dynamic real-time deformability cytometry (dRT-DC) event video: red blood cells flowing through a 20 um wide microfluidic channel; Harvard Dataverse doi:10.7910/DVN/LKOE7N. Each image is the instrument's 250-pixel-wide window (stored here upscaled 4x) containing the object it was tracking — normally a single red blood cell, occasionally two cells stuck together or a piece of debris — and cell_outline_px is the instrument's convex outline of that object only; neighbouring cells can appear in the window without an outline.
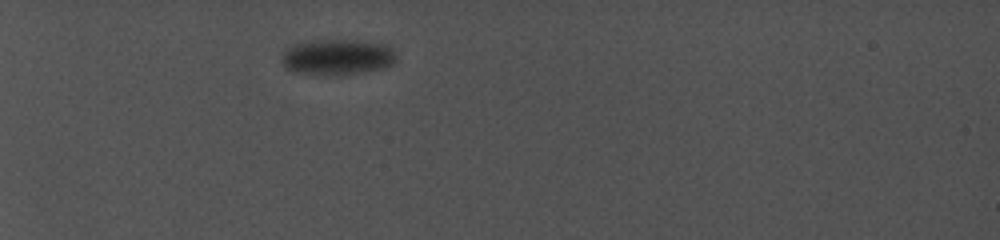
{"species": "common noctule bat (a hibernating species)", "species_latin": "Nyctalus noctula", "temperature_condition": "cold", "stored_images_in_passage": 37, "camera_frame_rate_fps": 5000, "um_per_image_px": 0.085, "animal": {"sex": "female", "body_mass_g": 19.0, "forearm_length_mm": 56.7}, "frame": {"image": 1, "passage_image": 1, "time_ms": 0.0, "image_size_px": [1000, 240], "cell_outline_px": [[396, 60], [392, 64], [384, 68], [364, 72], [336, 76], [296, 72], [284, 68], [280, 60], [280, 56], [292, 44], [312, 40], [368, 40], [388, 44], [392, 48], [396, 56]], "centroid_in_image_um": [28.69, 4.84], "position_along_channel_um": 56.3, "area_um2": 24.51}}
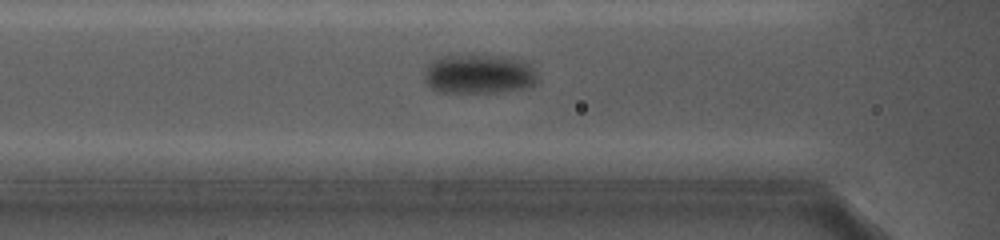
{"frame": {"image": 2, "passage_image": 26, "time_ms": 3.4, "image_size_px": [1000, 240], "cell_outline_px": [[536, 84], [524, 88], [500, 92], [440, 92], [428, 88], [424, 84], [424, 72], [428, 64], [432, 60], [440, 56], [468, 52], [480, 52], [504, 56], [524, 60], [532, 64], [536, 76]], "centroid_in_image_um": [40.66, 6.24], "position_along_channel_um": 125.9, "area_um2": 27.34}}
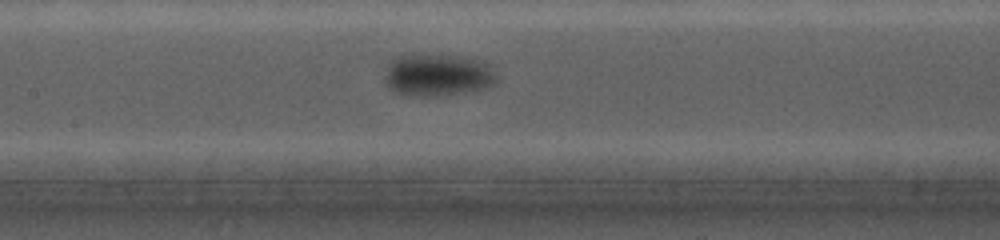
{"frame": {"image": 3, "passage_image": 35, "time_ms": 4.6, "image_size_px": [1000, 240], "cell_outline_px": [[496, 84], [488, 88], [476, 92], [436, 96], [424, 96], [396, 92], [388, 88], [384, 80], [384, 76], [388, 64], [392, 60], [400, 56], [412, 52], [484, 60], [496, 72]], "centroid_in_image_um": [37.23, 6.37], "position_along_channel_um": 170.2, "area_um2": 28.21}}